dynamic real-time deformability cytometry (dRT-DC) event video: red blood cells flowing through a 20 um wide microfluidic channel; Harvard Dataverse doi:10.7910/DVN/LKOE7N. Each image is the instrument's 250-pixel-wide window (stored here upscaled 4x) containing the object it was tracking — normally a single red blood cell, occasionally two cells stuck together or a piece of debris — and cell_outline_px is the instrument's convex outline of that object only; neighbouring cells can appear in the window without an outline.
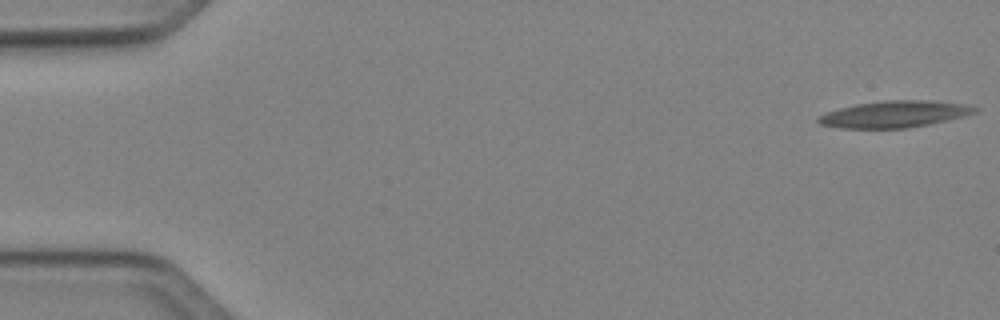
{"species": "Egyptian fruit bat (a non-hibernating species)", "species_latin": "Rousettus aegyptiacus", "temperature_condition": "cold", "stored_images_in_passage": 50, "camera_frame_rate_fps": 3000, "um_per_image_px": 0.085, "animal": {"sex": "female"}, "frame": {"image": 1, "passage_image": 1, "time_ms": 0.0, "image_size_px": [1000, 320], "cell_outline_px": [[980, 108], [976, 112], [964, 116], [928, 124], [908, 128], [840, 128], [820, 124], [816, 120], [820, 116], [828, 112], [840, 108], [856, 104], [884, 100], [924, 100], [968, 104]], "centroid_in_image_um": [76.06, 9.7], "position_along_channel_um": 8.9, "area_um2": 24.16}}
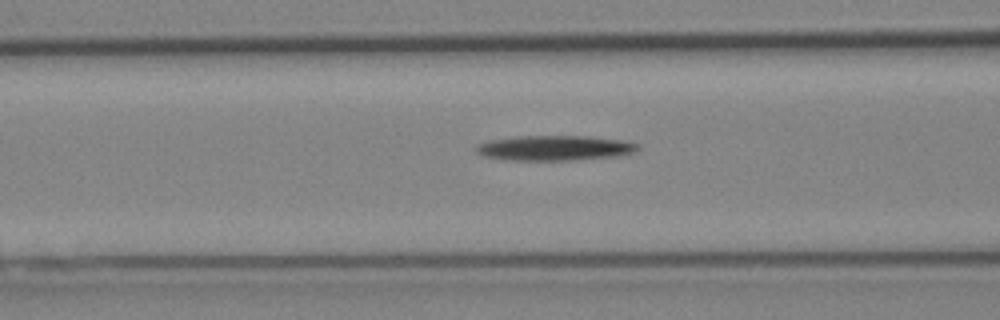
{"frame": {"image": 2, "passage_image": 20, "time_ms": 6.333, "image_size_px": [1000, 320], "cell_outline_px": [[640, 148], [632, 152], [616, 156], [572, 160], [508, 160], [484, 156], [476, 152], [476, 144], [488, 140], [520, 136], [588, 136], [628, 140], [640, 144]], "centroid_in_image_um": [47.16, 12.57], "position_along_channel_um": 119.4, "area_um2": 23.76}}
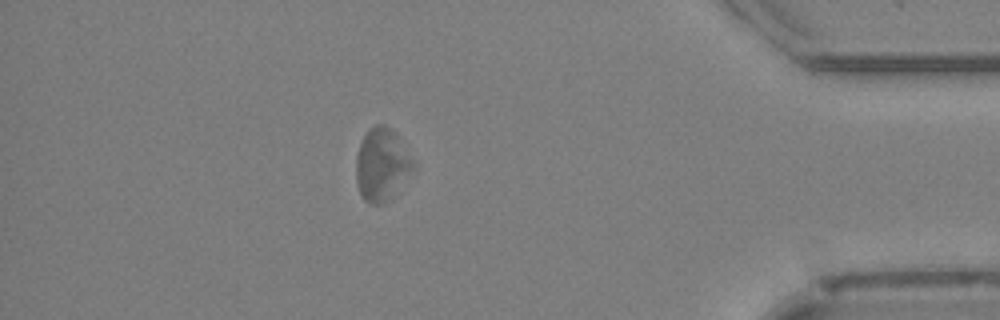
{"frame": {"image": 3, "passage_image": 44, "time_ms": 14.333, "image_size_px": [1000, 320], "cell_outline_px": [[416, 160], [412, 168], [396, 196], [392, 200], [380, 204], [372, 204], [364, 200], [360, 192], [356, 180], [356, 156], [360, 144], [364, 136], [376, 124], [384, 124], [396, 132]], "centroid_in_image_um": [32.49, 14.01], "position_along_channel_um": 402.7, "area_um2": 24.51}}